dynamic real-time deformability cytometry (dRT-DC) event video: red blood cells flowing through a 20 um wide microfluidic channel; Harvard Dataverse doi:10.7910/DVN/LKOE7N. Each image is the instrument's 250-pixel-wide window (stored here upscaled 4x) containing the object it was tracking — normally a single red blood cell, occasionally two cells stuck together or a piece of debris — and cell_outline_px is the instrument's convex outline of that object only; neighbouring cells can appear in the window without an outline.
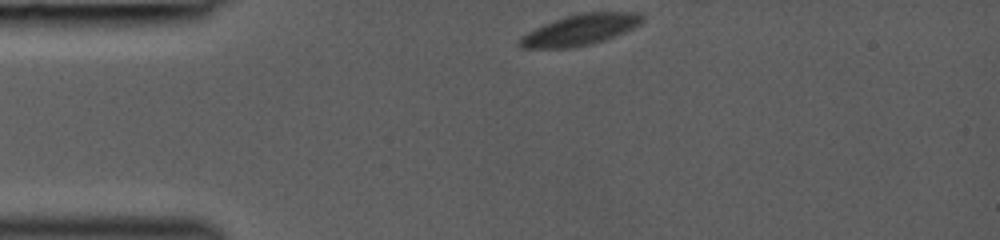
{"species": "common noctule bat (a hibernating species)", "species_latin": "Nyctalus noctula", "temperature_condition": "room temperature", "stored_images_in_passage": 33, "camera_frame_rate_fps": 3000, "um_per_image_px": 0.085, "animal": {"sex": "female", "body_mass_g": 19.0, "forearm_length_mm": 53.3}, "frame": {"image": 1, "passage_image": 1, "time_ms": 0.0, "image_size_px": [1000, 240], "cell_outline_px": [[644, 20], [640, 24], [624, 32], [604, 40], [572, 48], [520, 48], [516, 44], [516, 40], [520, 36], [544, 24], [564, 16], [580, 12], [640, 12], [644, 16]], "centroid_in_image_um": [49.28, 2.53], "position_along_channel_um": 35.7, "area_um2": 22.2}}
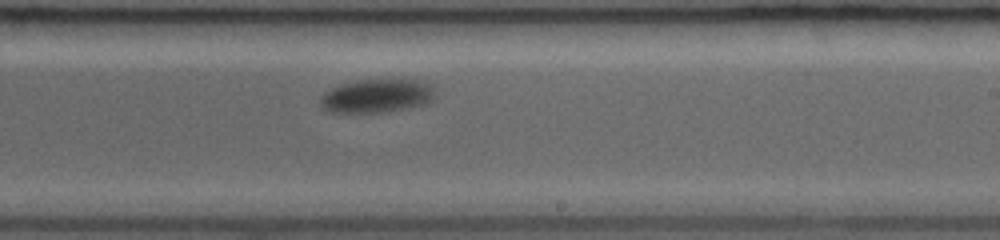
{"frame": {"image": 2, "passage_image": 20, "time_ms": 6.333, "image_size_px": [1000, 240], "cell_outline_px": [[436, 92], [432, 100], [424, 104], [388, 112], [328, 112], [320, 108], [320, 96], [324, 92], [332, 88], [344, 84], [364, 80], [424, 80]], "centroid_in_image_um": [32.01, 8.17], "position_along_channel_um": 257.0, "area_um2": 22.31}}
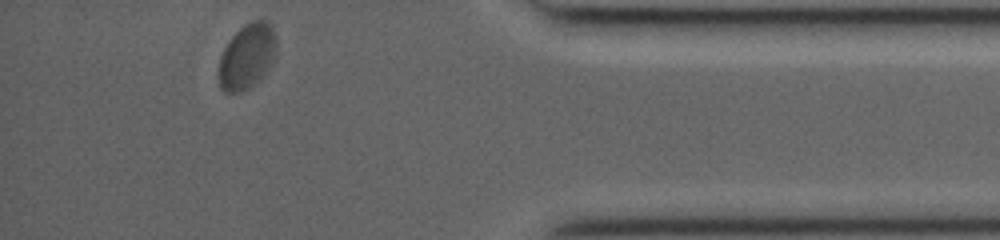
{"frame": {"image": 3, "passage_image": 33, "time_ms": 10.667, "image_size_px": [1000, 240], "cell_outline_px": [[276, 48], [272, 60], [268, 68], [248, 88], [240, 92], [224, 92], [220, 88], [220, 56], [224, 48], [232, 36], [244, 24], [252, 20], [264, 20], [272, 24], [276, 32]], "centroid_in_image_um": [21.01, 4.73], "position_along_channel_um": 414.2, "area_um2": 21.5}}